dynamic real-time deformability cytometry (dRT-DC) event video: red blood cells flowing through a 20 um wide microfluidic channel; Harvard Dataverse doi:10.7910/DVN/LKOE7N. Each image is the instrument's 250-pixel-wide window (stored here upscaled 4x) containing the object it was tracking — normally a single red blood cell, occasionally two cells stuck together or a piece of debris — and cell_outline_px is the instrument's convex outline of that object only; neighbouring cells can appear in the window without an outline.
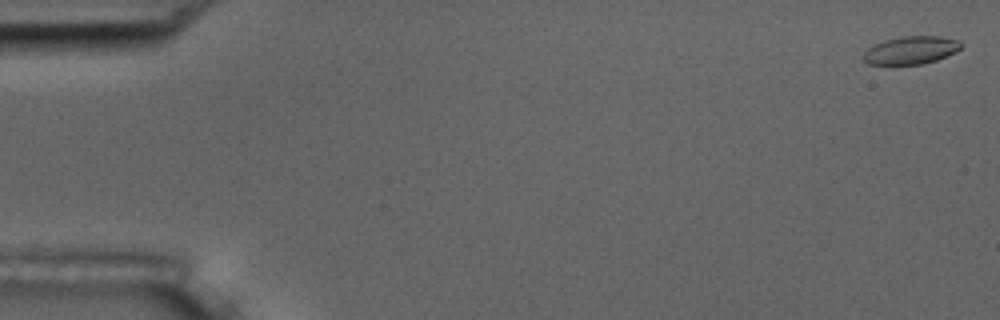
{"species": "common noctule bat (a hibernating species)", "species_latin": "Nyctalus noctula", "temperature_condition": "room temperature", "stored_images_in_passage": 5, "camera_frame_rate_fps": 3000, "um_per_image_px": 0.085, "animal": {"sex": "male", "body_mass_g": 17.5, "forearm_length_mm": 52.3}, "frame": {"image": 1, "passage_image": 1, "time_ms": 0.0, "image_size_px": [1000, 320], "cell_outline_px": [[964, 44], [956, 52], [936, 60], [924, 64], [868, 64], [864, 60], [864, 52], [868, 48], [884, 40], [904, 36], [940, 36], [960, 40]], "centroid_in_image_um": [77.48, 4.26], "position_along_channel_um": 7.5, "area_um2": 15.84}}